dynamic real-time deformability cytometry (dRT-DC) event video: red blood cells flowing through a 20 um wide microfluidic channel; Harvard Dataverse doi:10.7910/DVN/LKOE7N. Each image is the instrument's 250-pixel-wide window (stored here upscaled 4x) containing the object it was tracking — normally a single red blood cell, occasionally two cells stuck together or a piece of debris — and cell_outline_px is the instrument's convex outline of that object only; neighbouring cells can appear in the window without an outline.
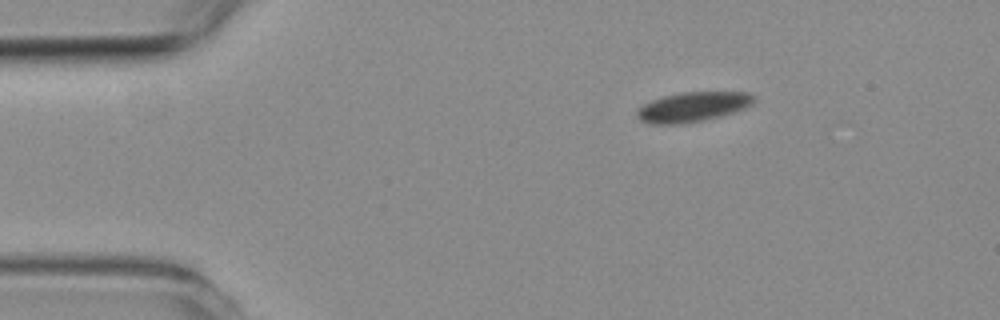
{"species": "common noctule bat (a hibernating species)", "species_latin": "Nyctalus noctula", "temperature_condition": "room temperature", "stored_images_in_passage": 5, "segment_of_instrument_passage": [2, 2], "camera_frame_rate_fps": 3000, "um_per_image_px": 0.085, "animal": {"sex": "female", "body_mass_g": 19.3, "forearm_length_mm": 54.1}, "frame": {"image": 1, "passage_image": 5, "time_ms": 6.0, "image_size_px": [1000, 320], "cell_outline_px": [[756, 100], [752, 104], [736, 112], [704, 120], [684, 124], [648, 124], [640, 120], [636, 116], [636, 112], [644, 104], [652, 100], [664, 96], [684, 92], [748, 92], [756, 96]], "centroid_in_image_um": [58.91, 9.09], "position_along_channel_um": 26.1, "area_um2": 20.4}}